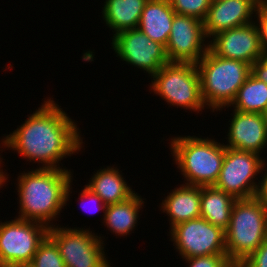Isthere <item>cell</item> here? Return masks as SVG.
<instances>
[{"instance_id": "24", "label": "cell", "mask_w": 267, "mask_h": 267, "mask_svg": "<svg viewBox=\"0 0 267 267\" xmlns=\"http://www.w3.org/2000/svg\"><path fill=\"white\" fill-rule=\"evenodd\" d=\"M212 0H169L176 14L192 16L204 21Z\"/></svg>"}, {"instance_id": "23", "label": "cell", "mask_w": 267, "mask_h": 267, "mask_svg": "<svg viewBox=\"0 0 267 267\" xmlns=\"http://www.w3.org/2000/svg\"><path fill=\"white\" fill-rule=\"evenodd\" d=\"M31 264L33 267H65L56 243L48 235L39 244Z\"/></svg>"}, {"instance_id": "19", "label": "cell", "mask_w": 267, "mask_h": 267, "mask_svg": "<svg viewBox=\"0 0 267 267\" xmlns=\"http://www.w3.org/2000/svg\"><path fill=\"white\" fill-rule=\"evenodd\" d=\"M200 199V217L226 230L236 198L212 185L200 186Z\"/></svg>"}, {"instance_id": "27", "label": "cell", "mask_w": 267, "mask_h": 267, "mask_svg": "<svg viewBox=\"0 0 267 267\" xmlns=\"http://www.w3.org/2000/svg\"><path fill=\"white\" fill-rule=\"evenodd\" d=\"M237 267H267V239Z\"/></svg>"}, {"instance_id": "9", "label": "cell", "mask_w": 267, "mask_h": 267, "mask_svg": "<svg viewBox=\"0 0 267 267\" xmlns=\"http://www.w3.org/2000/svg\"><path fill=\"white\" fill-rule=\"evenodd\" d=\"M264 162L258 153L226 147L220 175L214 186L236 199L256 197L259 182H255V177L261 173Z\"/></svg>"}, {"instance_id": "16", "label": "cell", "mask_w": 267, "mask_h": 267, "mask_svg": "<svg viewBox=\"0 0 267 267\" xmlns=\"http://www.w3.org/2000/svg\"><path fill=\"white\" fill-rule=\"evenodd\" d=\"M200 186L182 184L175 188L161 204L169 217L170 229L182 222L200 218Z\"/></svg>"}, {"instance_id": "1", "label": "cell", "mask_w": 267, "mask_h": 267, "mask_svg": "<svg viewBox=\"0 0 267 267\" xmlns=\"http://www.w3.org/2000/svg\"><path fill=\"white\" fill-rule=\"evenodd\" d=\"M51 98L30 114L13 133L2 138V146L18 152L41 168L63 169V158L75 155L83 148L77 123Z\"/></svg>"}, {"instance_id": "15", "label": "cell", "mask_w": 267, "mask_h": 267, "mask_svg": "<svg viewBox=\"0 0 267 267\" xmlns=\"http://www.w3.org/2000/svg\"><path fill=\"white\" fill-rule=\"evenodd\" d=\"M261 0H212L203 21L207 39L215 34L250 24Z\"/></svg>"}, {"instance_id": "5", "label": "cell", "mask_w": 267, "mask_h": 267, "mask_svg": "<svg viewBox=\"0 0 267 267\" xmlns=\"http://www.w3.org/2000/svg\"><path fill=\"white\" fill-rule=\"evenodd\" d=\"M267 239V208L256 198L236 199L225 230L226 254L237 267Z\"/></svg>"}, {"instance_id": "14", "label": "cell", "mask_w": 267, "mask_h": 267, "mask_svg": "<svg viewBox=\"0 0 267 267\" xmlns=\"http://www.w3.org/2000/svg\"><path fill=\"white\" fill-rule=\"evenodd\" d=\"M225 147L258 154L267 146V125L261 113L233 110Z\"/></svg>"}, {"instance_id": "22", "label": "cell", "mask_w": 267, "mask_h": 267, "mask_svg": "<svg viewBox=\"0 0 267 267\" xmlns=\"http://www.w3.org/2000/svg\"><path fill=\"white\" fill-rule=\"evenodd\" d=\"M230 106L241 112L262 114L267 107V84L250 74Z\"/></svg>"}, {"instance_id": "20", "label": "cell", "mask_w": 267, "mask_h": 267, "mask_svg": "<svg viewBox=\"0 0 267 267\" xmlns=\"http://www.w3.org/2000/svg\"><path fill=\"white\" fill-rule=\"evenodd\" d=\"M147 1L106 0L101 13L106 25L114 30L113 35L125 30L136 29Z\"/></svg>"}, {"instance_id": "33", "label": "cell", "mask_w": 267, "mask_h": 267, "mask_svg": "<svg viewBox=\"0 0 267 267\" xmlns=\"http://www.w3.org/2000/svg\"><path fill=\"white\" fill-rule=\"evenodd\" d=\"M262 115H263V117H264V121H265V123H266V125H267V107H266V109L264 110V112L262 113Z\"/></svg>"}, {"instance_id": "26", "label": "cell", "mask_w": 267, "mask_h": 267, "mask_svg": "<svg viewBox=\"0 0 267 267\" xmlns=\"http://www.w3.org/2000/svg\"><path fill=\"white\" fill-rule=\"evenodd\" d=\"M254 16H256L254 18H257V21L255 20V25L258 29L263 54H267V3L261 2L257 7Z\"/></svg>"}, {"instance_id": "18", "label": "cell", "mask_w": 267, "mask_h": 267, "mask_svg": "<svg viewBox=\"0 0 267 267\" xmlns=\"http://www.w3.org/2000/svg\"><path fill=\"white\" fill-rule=\"evenodd\" d=\"M122 175L117 167L108 166L97 170L86 186L106 205L124 202L132 197L135 191L127 185Z\"/></svg>"}, {"instance_id": "30", "label": "cell", "mask_w": 267, "mask_h": 267, "mask_svg": "<svg viewBox=\"0 0 267 267\" xmlns=\"http://www.w3.org/2000/svg\"><path fill=\"white\" fill-rule=\"evenodd\" d=\"M267 164L263 165L262 168V177L260 178L259 181V187L256 193V198L267 208V169L265 168ZM265 168V170H264ZM263 171L264 172L263 174ZM264 175V176H263Z\"/></svg>"}, {"instance_id": "29", "label": "cell", "mask_w": 267, "mask_h": 267, "mask_svg": "<svg viewBox=\"0 0 267 267\" xmlns=\"http://www.w3.org/2000/svg\"><path fill=\"white\" fill-rule=\"evenodd\" d=\"M251 74L259 81L267 84V54L251 65Z\"/></svg>"}, {"instance_id": "21", "label": "cell", "mask_w": 267, "mask_h": 267, "mask_svg": "<svg viewBox=\"0 0 267 267\" xmlns=\"http://www.w3.org/2000/svg\"><path fill=\"white\" fill-rule=\"evenodd\" d=\"M142 197L135 193L128 200L120 203L109 204L103 215V224L116 236L130 235L138 224V215L144 205Z\"/></svg>"}, {"instance_id": "10", "label": "cell", "mask_w": 267, "mask_h": 267, "mask_svg": "<svg viewBox=\"0 0 267 267\" xmlns=\"http://www.w3.org/2000/svg\"><path fill=\"white\" fill-rule=\"evenodd\" d=\"M173 246L181 258L208 255H227L225 230L209 223L204 218H196L179 223L169 230ZM175 244V245H174Z\"/></svg>"}, {"instance_id": "32", "label": "cell", "mask_w": 267, "mask_h": 267, "mask_svg": "<svg viewBox=\"0 0 267 267\" xmlns=\"http://www.w3.org/2000/svg\"><path fill=\"white\" fill-rule=\"evenodd\" d=\"M9 267H33L31 263H25V264H15Z\"/></svg>"}, {"instance_id": "17", "label": "cell", "mask_w": 267, "mask_h": 267, "mask_svg": "<svg viewBox=\"0 0 267 267\" xmlns=\"http://www.w3.org/2000/svg\"><path fill=\"white\" fill-rule=\"evenodd\" d=\"M175 14L169 0H148L137 28L151 40L166 46Z\"/></svg>"}, {"instance_id": "7", "label": "cell", "mask_w": 267, "mask_h": 267, "mask_svg": "<svg viewBox=\"0 0 267 267\" xmlns=\"http://www.w3.org/2000/svg\"><path fill=\"white\" fill-rule=\"evenodd\" d=\"M87 229L55 227L48 236L56 243L65 267H111L104 252L101 236Z\"/></svg>"}, {"instance_id": "25", "label": "cell", "mask_w": 267, "mask_h": 267, "mask_svg": "<svg viewBox=\"0 0 267 267\" xmlns=\"http://www.w3.org/2000/svg\"><path fill=\"white\" fill-rule=\"evenodd\" d=\"M189 267H236L227 255H208L186 258Z\"/></svg>"}, {"instance_id": "13", "label": "cell", "mask_w": 267, "mask_h": 267, "mask_svg": "<svg viewBox=\"0 0 267 267\" xmlns=\"http://www.w3.org/2000/svg\"><path fill=\"white\" fill-rule=\"evenodd\" d=\"M211 38L209 50L225 59L241 60L252 65L264 55L255 22L221 31Z\"/></svg>"}, {"instance_id": "8", "label": "cell", "mask_w": 267, "mask_h": 267, "mask_svg": "<svg viewBox=\"0 0 267 267\" xmlns=\"http://www.w3.org/2000/svg\"><path fill=\"white\" fill-rule=\"evenodd\" d=\"M48 230L42 223L17 217L0 222V267L31 263Z\"/></svg>"}, {"instance_id": "6", "label": "cell", "mask_w": 267, "mask_h": 267, "mask_svg": "<svg viewBox=\"0 0 267 267\" xmlns=\"http://www.w3.org/2000/svg\"><path fill=\"white\" fill-rule=\"evenodd\" d=\"M152 78L150 89L171 106L190 109L195 113L205 109L196 64L169 62Z\"/></svg>"}, {"instance_id": "11", "label": "cell", "mask_w": 267, "mask_h": 267, "mask_svg": "<svg viewBox=\"0 0 267 267\" xmlns=\"http://www.w3.org/2000/svg\"><path fill=\"white\" fill-rule=\"evenodd\" d=\"M111 39L112 48L122 61L143 69L151 77L169 63L165 46L151 40L138 28L119 32Z\"/></svg>"}, {"instance_id": "31", "label": "cell", "mask_w": 267, "mask_h": 267, "mask_svg": "<svg viewBox=\"0 0 267 267\" xmlns=\"http://www.w3.org/2000/svg\"><path fill=\"white\" fill-rule=\"evenodd\" d=\"M7 176H8L7 173L3 172V170L0 169V188H2L3 184H6L5 182H7V180H8Z\"/></svg>"}, {"instance_id": "2", "label": "cell", "mask_w": 267, "mask_h": 267, "mask_svg": "<svg viewBox=\"0 0 267 267\" xmlns=\"http://www.w3.org/2000/svg\"><path fill=\"white\" fill-rule=\"evenodd\" d=\"M71 177L72 172L65 168L48 169L40 166L19 175L16 188L20 207L17 218L52 227L53 221L69 201Z\"/></svg>"}, {"instance_id": "3", "label": "cell", "mask_w": 267, "mask_h": 267, "mask_svg": "<svg viewBox=\"0 0 267 267\" xmlns=\"http://www.w3.org/2000/svg\"><path fill=\"white\" fill-rule=\"evenodd\" d=\"M171 154L187 185L212 186L217 182L225 157V144L211 138L173 137Z\"/></svg>"}, {"instance_id": "28", "label": "cell", "mask_w": 267, "mask_h": 267, "mask_svg": "<svg viewBox=\"0 0 267 267\" xmlns=\"http://www.w3.org/2000/svg\"><path fill=\"white\" fill-rule=\"evenodd\" d=\"M80 198H81L80 201L83 202L82 203V206H83V209L84 210H86V205H84L86 203L85 201H88V203L91 202V203L97 205V206L95 205L96 206L95 208L96 209L98 208L96 212H98L99 210H101V211L103 210V213H105L107 205L102 201V199L97 194H95L86 185H85L84 189H82V191L80 193Z\"/></svg>"}, {"instance_id": "4", "label": "cell", "mask_w": 267, "mask_h": 267, "mask_svg": "<svg viewBox=\"0 0 267 267\" xmlns=\"http://www.w3.org/2000/svg\"><path fill=\"white\" fill-rule=\"evenodd\" d=\"M200 74L201 95L206 108L230 107L238 89L251 74V65L214 55L210 50L196 64ZM208 106V107H207Z\"/></svg>"}, {"instance_id": "12", "label": "cell", "mask_w": 267, "mask_h": 267, "mask_svg": "<svg viewBox=\"0 0 267 267\" xmlns=\"http://www.w3.org/2000/svg\"><path fill=\"white\" fill-rule=\"evenodd\" d=\"M206 38L203 21L175 14L165 46L168 61L197 64L209 50V43H204L209 42Z\"/></svg>"}]
</instances>
